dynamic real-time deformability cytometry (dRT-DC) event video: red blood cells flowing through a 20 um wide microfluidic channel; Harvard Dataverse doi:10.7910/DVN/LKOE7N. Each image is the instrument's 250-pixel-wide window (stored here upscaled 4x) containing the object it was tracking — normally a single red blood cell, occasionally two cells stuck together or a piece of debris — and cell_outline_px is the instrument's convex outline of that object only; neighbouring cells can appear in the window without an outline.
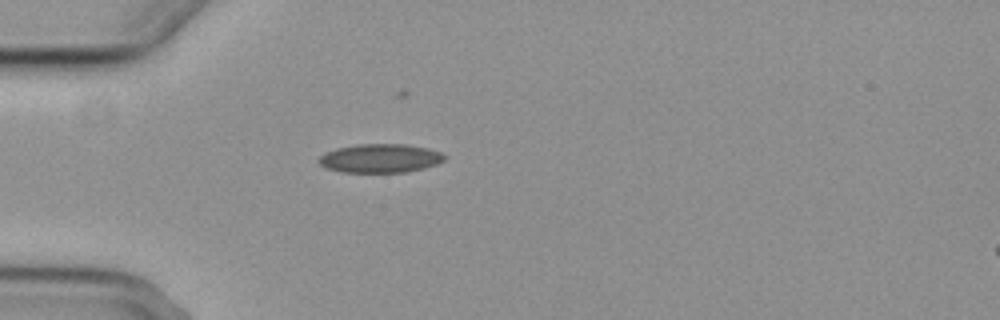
{"species": "common noctule bat (a hibernating species)", "species_latin": "Nyctalus noctula", "temperature_condition": "cold", "stored_images_in_passage": 2, "camera_frame_rate_fps": 3000, "um_per_image_px": 0.085, "animal": {"sex": "female", "body_mass_g": 29.2, "forearm_length_mm": 56.3}, "frame": {"image": 1, "passage_image": 1, "time_ms": 0.0, "image_size_px": [1000, 320], "cell_outline_px": [[448, 156], [444, 160], [436, 164], [424, 168], [408, 172], [344, 172], [324, 168], [316, 160], [324, 152], [336, 148], [356, 144], [408, 144], [428, 148], [440, 152]], "centroid_in_image_um": [32.3, 13.45], "position_along_channel_um": 52.7, "area_um2": 21.33}}